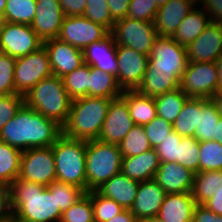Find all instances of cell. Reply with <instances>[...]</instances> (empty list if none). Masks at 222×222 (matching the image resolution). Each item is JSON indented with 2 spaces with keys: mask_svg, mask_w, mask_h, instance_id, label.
<instances>
[{
  "mask_svg": "<svg viewBox=\"0 0 222 222\" xmlns=\"http://www.w3.org/2000/svg\"><path fill=\"white\" fill-rule=\"evenodd\" d=\"M203 205L216 214L222 215V187Z\"/></svg>",
  "mask_w": 222,
  "mask_h": 222,
  "instance_id": "obj_54",
  "label": "cell"
},
{
  "mask_svg": "<svg viewBox=\"0 0 222 222\" xmlns=\"http://www.w3.org/2000/svg\"><path fill=\"white\" fill-rule=\"evenodd\" d=\"M111 34L116 45H123L149 56L159 37L154 22L125 17L115 22Z\"/></svg>",
  "mask_w": 222,
  "mask_h": 222,
  "instance_id": "obj_7",
  "label": "cell"
},
{
  "mask_svg": "<svg viewBox=\"0 0 222 222\" xmlns=\"http://www.w3.org/2000/svg\"><path fill=\"white\" fill-rule=\"evenodd\" d=\"M0 222H18V221L16 220V217L12 213H10L7 216L1 217Z\"/></svg>",
  "mask_w": 222,
  "mask_h": 222,
  "instance_id": "obj_59",
  "label": "cell"
},
{
  "mask_svg": "<svg viewBox=\"0 0 222 222\" xmlns=\"http://www.w3.org/2000/svg\"><path fill=\"white\" fill-rule=\"evenodd\" d=\"M69 97L61 77L51 75L39 81L26 95L24 104L61 127L66 123L71 108Z\"/></svg>",
  "mask_w": 222,
  "mask_h": 222,
  "instance_id": "obj_4",
  "label": "cell"
},
{
  "mask_svg": "<svg viewBox=\"0 0 222 222\" xmlns=\"http://www.w3.org/2000/svg\"><path fill=\"white\" fill-rule=\"evenodd\" d=\"M197 0H169L158 8L154 19V26L159 36L172 37L185 16L191 12Z\"/></svg>",
  "mask_w": 222,
  "mask_h": 222,
  "instance_id": "obj_19",
  "label": "cell"
},
{
  "mask_svg": "<svg viewBox=\"0 0 222 222\" xmlns=\"http://www.w3.org/2000/svg\"><path fill=\"white\" fill-rule=\"evenodd\" d=\"M197 6L185 16L184 20L172 36L178 45L187 47L212 21L210 16L205 13L199 5Z\"/></svg>",
  "mask_w": 222,
  "mask_h": 222,
  "instance_id": "obj_27",
  "label": "cell"
},
{
  "mask_svg": "<svg viewBox=\"0 0 222 222\" xmlns=\"http://www.w3.org/2000/svg\"><path fill=\"white\" fill-rule=\"evenodd\" d=\"M214 140L222 145V118H220L216 125V136H214Z\"/></svg>",
  "mask_w": 222,
  "mask_h": 222,
  "instance_id": "obj_58",
  "label": "cell"
},
{
  "mask_svg": "<svg viewBox=\"0 0 222 222\" xmlns=\"http://www.w3.org/2000/svg\"><path fill=\"white\" fill-rule=\"evenodd\" d=\"M86 192L98 189L121 172L122 155L119 145L99 139L86 141Z\"/></svg>",
  "mask_w": 222,
  "mask_h": 222,
  "instance_id": "obj_6",
  "label": "cell"
},
{
  "mask_svg": "<svg viewBox=\"0 0 222 222\" xmlns=\"http://www.w3.org/2000/svg\"><path fill=\"white\" fill-rule=\"evenodd\" d=\"M211 100L216 105L220 118H222V95H214Z\"/></svg>",
  "mask_w": 222,
  "mask_h": 222,
  "instance_id": "obj_57",
  "label": "cell"
},
{
  "mask_svg": "<svg viewBox=\"0 0 222 222\" xmlns=\"http://www.w3.org/2000/svg\"><path fill=\"white\" fill-rule=\"evenodd\" d=\"M59 222H94L90 191L86 192L67 210L63 211Z\"/></svg>",
  "mask_w": 222,
  "mask_h": 222,
  "instance_id": "obj_40",
  "label": "cell"
},
{
  "mask_svg": "<svg viewBox=\"0 0 222 222\" xmlns=\"http://www.w3.org/2000/svg\"><path fill=\"white\" fill-rule=\"evenodd\" d=\"M109 33L106 27L84 16H65L57 38L84 50L93 42L104 39Z\"/></svg>",
  "mask_w": 222,
  "mask_h": 222,
  "instance_id": "obj_12",
  "label": "cell"
},
{
  "mask_svg": "<svg viewBox=\"0 0 222 222\" xmlns=\"http://www.w3.org/2000/svg\"><path fill=\"white\" fill-rule=\"evenodd\" d=\"M89 74L90 65L84 63L62 78L64 87L72 100L89 96Z\"/></svg>",
  "mask_w": 222,
  "mask_h": 222,
  "instance_id": "obj_36",
  "label": "cell"
},
{
  "mask_svg": "<svg viewBox=\"0 0 222 222\" xmlns=\"http://www.w3.org/2000/svg\"><path fill=\"white\" fill-rule=\"evenodd\" d=\"M83 16L103 25L110 32L113 30L115 22L112 20L106 0H87Z\"/></svg>",
  "mask_w": 222,
  "mask_h": 222,
  "instance_id": "obj_43",
  "label": "cell"
},
{
  "mask_svg": "<svg viewBox=\"0 0 222 222\" xmlns=\"http://www.w3.org/2000/svg\"><path fill=\"white\" fill-rule=\"evenodd\" d=\"M216 62H188L180 81V88L187 97L211 99L219 87Z\"/></svg>",
  "mask_w": 222,
  "mask_h": 222,
  "instance_id": "obj_8",
  "label": "cell"
},
{
  "mask_svg": "<svg viewBox=\"0 0 222 222\" xmlns=\"http://www.w3.org/2000/svg\"><path fill=\"white\" fill-rule=\"evenodd\" d=\"M222 187V170L201 171L194 174L192 196L198 205H203Z\"/></svg>",
  "mask_w": 222,
  "mask_h": 222,
  "instance_id": "obj_31",
  "label": "cell"
},
{
  "mask_svg": "<svg viewBox=\"0 0 222 222\" xmlns=\"http://www.w3.org/2000/svg\"><path fill=\"white\" fill-rule=\"evenodd\" d=\"M192 222H222V215L207 209L204 205H196Z\"/></svg>",
  "mask_w": 222,
  "mask_h": 222,
  "instance_id": "obj_52",
  "label": "cell"
},
{
  "mask_svg": "<svg viewBox=\"0 0 222 222\" xmlns=\"http://www.w3.org/2000/svg\"><path fill=\"white\" fill-rule=\"evenodd\" d=\"M158 7L165 5L169 0H155Z\"/></svg>",
  "mask_w": 222,
  "mask_h": 222,
  "instance_id": "obj_63",
  "label": "cell"
},
{
  "mask_svg": "<svg viewBox=\"0 0 222 222\" xmlns=\"http://www.w3.org/2000/svg\"><path fill=\"white\" fill-rule=\"evenodd\" d=\"M186 52L188 62H216L222 55V24L211 21Z\"/></svg>",
  "mask_w": 222,
  "mask_h": 222,
  "instance_id": "obj_16",
  "label": "cell"
},
{
  "mask_svg": "<svg viewBox=\"0 0 222 222\" xmlns=\"http://www.w3.org/2000/svg\"><path fill=\"white\" fill-rule=\"evenodd\" d=\"M111 101L104 97L89 96L72 100L62 134L84 141L98 139Z\"/></svg>",
  "mask_w": 222,
  "mask_h": 222,
  "instance_id": "obj_3",
  "label": "cell"
},
{
  "mask_svg": "<svg viewBox=\"0 0 222 222\" xmlns=\"http://www.w3.org/2000/svg\"><path fill=\"white\" fill-rule=\"evenodd\" d=\"M93 205L94 222H105L120 214L124 208L115 200L101 195L97 190H90Z\"/></svg>",
  "mask_w": 222,
  "mask_h": 222,
  "instance_id": "obj_38",
  "label": "cell"
},
{
  "mask_svg": "<svg viewBox=\"0 0 222 222\" xmlns=\"http://www.w3.org/2000/svg\"><path fill=\"white\" fill-rule=\"evenodd\" d=\"M109 6L112 20L117 22L127 17V11L131 0H106Z\"/></svg>",
  "mask_w": 222,
  "mask_h": 222,
  "instance_id": "obj_51",
  "label": "cell"
},
{
  "mask_svg": "<svg viewBox=\"0 0 222 222\" xmlns=\"http://www.w3.org/2000/svg\"><path fill=\"white\" fill-rule=\"evenodd\" d=\"M194 174L176 162H160L154 180L166 194L191 192Z\"/></svg>",
  "mask_w": 222,
  "mask_h": 222,
  "instance_id": "obj_20",
  "label": "cell"
},
{
  "mask_svg": "<svg viewBox=\"0 0 222 222\" xmlns=\"http://www.w3.org/2000/svg\"><path fill=\"white\" fill-rule=\"evenodd\" d=\"M182 137L174 130L155 148L160 162L178 163V146L181 145Z\"/></svg>",
  "mask_w": 222,
  "mask_h": 222,
  "instance_id": "obj_47",
  "label": "cell"
},
{
  "mask_svg": "<svg viewBox=\"0 0 222 222\" xmlns=\"http://www.w3.org/2000/svg\"><path fill=\"white\" fill-rule=\"evenodd\" d=\"M43 41L30 25L5 22L0 31V52L19 58L37 51Z\"/></svg>",
  "mask_w": 222,
  "mask_h": 222,
  "instance_id": "obj_11",
  "label": "cell"
},
{
  "mask_svg": "<svg viewBox=\"0 0 222 222\" xmlns=\"http://www.w3.org/2000/svg\"><path fill=\"white\" fill-rule=\"evenodd\" d=\"M24 104L20 94L0 95V130L12 119Z\"/></svg>",
  "mask_w": 222,
  "mask_h": 222,
  "instance_id": "obj_48",
  "label": "cell"
},
{
  "mask_svg": "<svg viewBox=\"0 0 222 222\" xmlns=\"http://www.w3.org/2000/svg\"><path fill=\"white\" fill-rule=\"evenodd\" d=\"M47 189L49 191H56V204L62 212L85 194L81 188L57 180L47 186Z\"/></svg>",
  "mask_w": 222,
  "mask_h": 222,
  "instance_id": "obj_42",
  "label": "cell"
},
{
  "mask_svg": "<svg viewBox=\"0 0 222 222\" xmlns=\"http://www.w3.org/2000/svg\"><path fill=\"white\" fill-rule=\"evenodd\" d=\"M18 177L45 186L55 181L56 169L52 146L22 151Z\"/></svg>",
  "mask_w": 222,
  "mask_h": 222,
  "instance_id": "obj_10",
  "label": "cell"
},
{
  "mask_svg": "<svg viewBox=\"0 0 222 222\" xmlns=\"http://www.w3.org/2000/svg\"><path fill=\"white\" fill-rule=\"evenodd\" d=\"M89 97L117 99L122 95L116 76L90 66Z\"/></svg>",
  "mask_w": 222,
  "mask_h": 222,
  "instance_id": "obj_29",
  "label": "cell"
},
{
  "mask_svg": "<svg viewBox=\"0 0 222 222\" xmlns=\"http://www.w3.org/2000/svg\"><path fill=\"white\" fill-rule=\"evenodd\" d=\"M117 82L122 91L137 90L146 71L149 56L132 48L116 45Z\"/></svg>",
  "mask_w": 222,
  "mask_h": 222,
  "instance_id": "obj_14",
  "label": "cell"
},
{
  "mask_svg": "<svg viewBox=\"0 0 222 222\" xmlns=\"http://www.w3.org/2000/svg\"><path fill=\"white\" fill-rule=\"evenodd\" d=\"M62 134L55 121L23 104L15 116L0 130V141L21 151L50 147Z\"/></svg>",
  "mask_w": 222,
  "mask_h": 222,
  "instance_id": "obj_1",
  "label": "cell"
},
{
  "mask_svg": "<svg viewBox=\"0 0 222 222\" xmlns=\"http://www.w3.org/2000/svg\"><path fill=\"white\" fill-rule=\"evenodd\" d=\"M143 127L145 129L147 139L153 149L157 148L167 135L173 131L172 124L158 116Z\"/></svg>",
  "mask_w": 222,
  "mask_h": 222,
  "instance_id": "obj_45",
  "label": "cell"
},
{
  "mask_svg": "<svg viewBox=\"0 0 222 222\" xmlns=\"http://www.w3.org/2000/svg\"><path fill=\"white\" fill-rule=\"evenodd\" d=\"M4 24H5L4 14L0 13V31L3 29Z\"/></svg>",
  "mask_w": 222,
  "mask_h": 222,
  "instance_id": "obj_62",
  "label": "cell"
},
{
  "mask_svg": "<svg viewBox=\"0 0 222 222\" xmlns=\"http://www.w3.org/2000/svg\"><path fill=\"white\" fill-rule=\"evenodd\" d=\"M201 113V98L189 97L172 123L173 130L181 137H194L196 127H199Z\"/></svg>",
  "mask_w": 222,
  "mask_h": 222,
  "instance_id": "obj_30",
  "label": "cell"
},
{
  "mask_svg": "<svg viewBox=\"0 0 222 222\" xmlns=\"http://www.w3.org/2000/svg\"><path fill=\"white\" fill-rule=\"evenodd\" d=\"M105 222H139L136 216L128 209H124L113 219Z\"/></svg>",
  "mask_w": 222,
  "mask_h": 222,
  "instance_id": "obj_55",
  "label": "cell"
},
{
  "mask_svg": "<svg viewBox=\"0 0 222 222\" xmlns=\"http://www.w3.org/2000/svg\"><path fill=\"white\" fill-rule=\"evenodd\" d=\"M64 17L59 0H36L31 27L43 42L54 39L59 36Z\"/></svg>",
  "mask_w": 222,
  "mask_h": 222,
  "instance_id": "obj_18",
  "label": "cell"
},
{
  "mask_svg": "<svg viewBox=\"0 0 222 222\" xmlns=\"http://www.w3.org/2000/svg\"><path fill=\"white\" fill-rule=\"evenodd\" d=\"M84 63L117 76L116 43L111 32L83 50Z\"/></svg>",
  "mask_w": 222,
  "mask_h": 222,
  "instance_id": "obj_22",
  "label": "cell"
},
{
  "mask_svg": "<svg viewBox=\"0 0 222 222\" xmlns=\"http://www.w3.org/2000/svg\"><path fill=\"white\" fill-rule=\"evenodd\" d=\"M166 192L154 179L139 182L130 211L138 220L157 216Z\"/></svg>",
  "mask_w": 222,
  "mask_h": 222,
  "instance_id": "obj_21",
  "label": "cell"
},
{
  "mask_svg": "<svg viewBox=\"0 0 222 222\" xmlns=\"http://www.w3.org/2000/svg\"><path fill=\"white\" fill-rule=\"evenodd\" d=\"M43 46L48 53L54 76L63 78L84 64L83 50L58 38L44 41Z\"/></svg>",
  "mask_w": 222,
  "mask_h": 222,
  "instance_id": "obj_17",
  "label": "cell"
},
{
  "mask_svg": "<svg viewBox=\"0 0 222 222\" xmlns=\"http://www.w3.org/2000/svg\"><path fill=\"white\" fill-rule=\"evenodd\" d=\"M16 59L0 52V95L17 94L14 83Z\"/></svg>",
  "mask_w": 222,
  "mask_h": 222,
  "instance_id": "obj_44",
  "label": "cell"
},
{
  "mask_svg": "<svg viewBox=\"0 0 222 222\" xmlns=\"http://www.w3.org/2000/svg\"><path fill=\"white\" fill-rule=\"evenodd\" d=\"M122 157H131L152 149L143 126L135 125L119 144Z\"/></svg>",
  "mask_w": 222,
  "mask_h": 222,
  "instance_id": "obj_37",
  "label": "cell"
},
{
  "mask_svg": "<svg viewBox=\"0 0 222 222\" xmlns=\"http://www.w3.org/2000/svg\"><path fill=\"white\" fill-rule=\"evenodd\" d=\"M36 0H6L5 22L30 25L35 16Z\"/></svg>",
  "mask_w": 222,
  "mask_h": 222,
  "instance_id": "obj_35",
  "label": "cell"
},
{
  "mask_svg": "<svg viewBox=\"0 0 222 222\" xmlns=\"http://www.w3.org/2000/svg\"><path fill=\"white\" fill-rule=\"evenodd\" d=\"M64 16H83L87 0H59Z\"/></svg>",
  "mask_w": 222,
  "mask_h": 222,
  "instance_id": "obj_50",
  "label": "cell"
},
{
  "mask_svg": "<svg viewBox=\"0 0 222 222\" xmlns=\"http://www.w3.org/2000/svg\"><path fill=\"white\" fill-rule=\"evenodd\" d=\"M11 213L18 222H59L62 211L56 204V191L16 177L9 185Z\"/></svg>",
  "mask_w": 222,
  "mask_h": 222,
  "instance_id": "obj_2",
  "label": "cell"
},
{
  "mask_svg": "<svg viewBox=\"0 0 222 222\" xmlns=\"http://www.w3.org/2000/svg\"><path fill=\"white\" fill-rule=\"evenodd\" d=\"M178 163L193 173L200 172L199 141L194 137H182L178 146Z\"/></svg>",
  "mask_w": 222,
  "mask_h": 222,
  "instance_id": "obj_41",
  "label": "cell"
},
{
  "mask_svg": "<svg viewBox=\"0 0 222 222\" xmlns=\"http://www.w3.org/2000/svg\"><path fill=\"white\" fill-rule=\"evenodd\" d=\"M53 75L49 56L44 48L16 58L14 67V83L16 93L26 95L39 81Z\"/></svg>",
  "mask_w": 222,
  "mask_h": 222,
  "instance_id": "obj_9",
  "label": "cell"
},
{
  "mask_svg": "<svg viewBox=\"0 0 222 222\" xmlns=\"http://www.w3.org/2000/svg\"><path fill=\"white\" fill-rule=\"evenodd\" d=\"M219 73V87L215 95H222V55L216 60Z\"/></svg>",
  "mask_w": 222,
  "mask_h": 222,
  "instance_id": "obj_56",
  "label": "cell"
},
{
  "mask_svg": "<svg viewBox=\"0 0 222 222\" xmlns=\"http://www.w3.org/2000/svg\"><path fill=\"white\" fill-rule=\"evenodd\" d=\"M22 151L0 141V182L8 186L18 177Z\"/></svg>",
  "mask_w": 222,
  "mask_h": 222,
  "instance_id": "obj_34",
  "label": "cell"
},
{
  "mask_svg": "<svg viewBox=\"0 0 222 222\" xmlns=\"http://www.w3.org/2000/svg\"><path fill=\"white\" fill-rule=\"evenodd\" d=\"M121 98L127 103L135 125L144 126L157 116L154 97L141 94L137 90H125Z\"/></svg>",
  "mask_w": 222,
  "mask_h": 222,
  "instance_id": "obj_28",
  "label": "cell"
},
{
  "mask_svg": "<svg viewBox=\"0 0 222 222\" xmlns=\"http://www.w3.org/2000/svg\"><path fill=\"white\" fill-rule=\"evenodd\" d=\"M160 161L155 149L137 156L122 157L121 172L137 182L154 179Z\"/></svg>",
  "mask_w": 222,
  "mask_h": 222,
  "instance_id": "obj_24",
  "label": "cell"
},
{
  "mask_svg": "<svg viewBox=\"0 0 222 222\" xmlns=\"http://www.w3.org/2000/svg\"><path fill=\"white\" fill-rule=\"evenodd\" d=\"M197 4H202L201 9H204L213 22L222 24V0H197Z\"/></svg>",
  "mask_w": 222,
  "mask_h": 222,
  "instance_id": "obj_49",
  "label": "cell"
},
{
  "mask_svg": "<svg viewBox=\"0 0 222 222\" xmlns=\"http://www.w3.org/2000/svg\"><path fill=\"white\" fill-rule=\"evenodd\" d=\"M6 0H0V13H4Z\"/></svg>",
  "mask_w": 222,
  "mask_h": 222,
  "instance_id": "obj_61",
  "label": "cell"
},
{
  "mask_svg": "<svg viewBox=\"0 0 222 222\" xmlns=\"http://www.w3.org/2000/svg\"><path fill=\"white\" fill-rule=\"evenodd\" d=\"M187 64L186 47L178 45L172 37L159 36L151 49L146 69L172 70L181 78Z\"/></svg>",
  "mask_w": 222,
  "mask_h": 222,
  "instance_id": "obj_13",
  "label": "cell"
},
{
  "mask_svg": "<svg viewBox=\"0 0 222 222\" xmlns=\"http://www.w3.org/2000/svg\"><path fill=\"white\" fill-rule=\"evenodd\" d=\"M133 126L135 123L127 103L121 97L114 99L110 102L98 139L119 145Z\"/></svg>",
  "mask_w": 222,
  "mask_h": 222,
  "instance_id": "obj_15",
  "label": "cell"
},
{
  "mask_svg": "<svg viewBox=\"0 0 222 222\" xmlns=\"http://www.w3.org/2000/svg\"><path fill=\"white\" fill-rule=\"evenodd\" d=\"M56 180L81 188L86 193V141L61 134L52 145Z\"/></svg>",
  "mask_w": 222,
  "mask_h": 222,
  "instance_id": "obj_5",
  "label": "cell"
},
{
  "mask_svg": "<svg viewBox=\"0 0 222 222\" xmlns=\"http://www.w3.org/2000/svg\"><path fill=\"white\" fill-rule=\"evenodd\" d=\"M196 205L191 192L166 194L157 217L162 222H192Z\"/></svg>",
  "mask_w": 222,
  "mask_h": 222,
  "instance_id": "obj_23",
  "label": "cell"
},
{
  "mask_svg": "<svg viewBox=\"0 0 222 222\" xmlns=\"http://www.w3.org/2000/svg\"><path fill=\"white\" fill-rule=\"evenodd\" d=\"M11 213L9 186L0 182V218Z\"/></svg>",
  "mask_w": 222,
  "mask_h": 222,
  "instance_id": "obj_53",
  "label": "cell"
},
{
  "mask_svg": "<svg viewBox=\"0 0 222 222\" xmlns=\"http://www.w3.org/2000/svg\"><path fill=\"white\" fill-rule=\"evenodd\" d=\"M220 120L216 105L211 99L201 98L199 127H196L194 138L199 142L214 140L216 125Z\"/></svg>",
  "mask_w": 222,
  "mask_h": 222,
  "instance_id": "obj_32",
  "label": "cell"
},
{
  "mask_svg": "<svg viewBox=\"0 0 222 222\" xmlns=\"http://www.w3.org/2000/svg\"><path fill=\"white\" fill-rule=\"evenodd\" d=\"M188 98L181 88L155 97L157 116L172 124L178 117Z\"/></svg>",
  "mask_w": 222,
  "mask_h": 222,
  "instance_id": "obj_33",
  "label": "cell"
},
{
  "mask_svg": "<svg viewBox=\"0 0 222 222\" xmlns=\"http://www.w3.org/2000/svg\"><path fill=\"white\" fill-rule=\"evenodd\" d=\"M158 8L155 0H131L127 11V17L154 22Z\"/></svg>",
  "mask_w": 222,
  "mask_h": 222,
  "instance_id": "obj_46",
  "label": "cell"
},
{
  "mask_svg": "<svg viewBox=\"0 0 222 222\" xmlns=\"http://www.w3.org/2000/svg\"><path fill=\"white\" fill-rule=\"evenodd\" d=\"M139 222H162V220L160 218H158L157 216H154V217L141 219V220H139Z\"/></svg>",
  "mask_w": 222,
  "mask_h": 222,
  "instance_id": "obj_60",
  "label": "cell"
},
{
  "mask_svg": "<svg viewBox=\"0 0 222 222\" xmlns=\"http://www.w3.org/2000/svg\"><path fill=\"white\" fill-rule=\"evenodd\" d=\"M201 171L222 170V145L215 140L199 142Z\"/></svg>",
  "mask_w": 222,
  "mask_h": 222,
  "instance_id": "obj_39",
  "label": "cell"
},
{
  "mask_svg": "<svg viewBox=\"0 0 222 222\" xmlns=\"http://www.w3.org/2000/svg\"><path fill=\"white\" fill-rule=\"evenodd\" d=\"M181 78L172 70L146 69L137 91L151 97L180 88Z\"/></svg>",
  "mask_w": 222,
  "mask_h": 222,
  "instance_id": "obj_26",
  "label": "cell"
},
{
  "mask_svg": "<svg viewBox=\"0 0 222 222\" xmlns=\"http://www.w3.org/2000/svg\"><path fill=\"white\" fill-rule=\"evenodd\" d=\"M138 186L139 182L120 172L104 182L96 190L101 195L115 200L124 209L130 210L136 198Z\"/></svg>",
  "mask_w": 222,
  "mask_h": 222,
  "instance_id": "obj_25",
  "label": "cell"
}]
</instances>
